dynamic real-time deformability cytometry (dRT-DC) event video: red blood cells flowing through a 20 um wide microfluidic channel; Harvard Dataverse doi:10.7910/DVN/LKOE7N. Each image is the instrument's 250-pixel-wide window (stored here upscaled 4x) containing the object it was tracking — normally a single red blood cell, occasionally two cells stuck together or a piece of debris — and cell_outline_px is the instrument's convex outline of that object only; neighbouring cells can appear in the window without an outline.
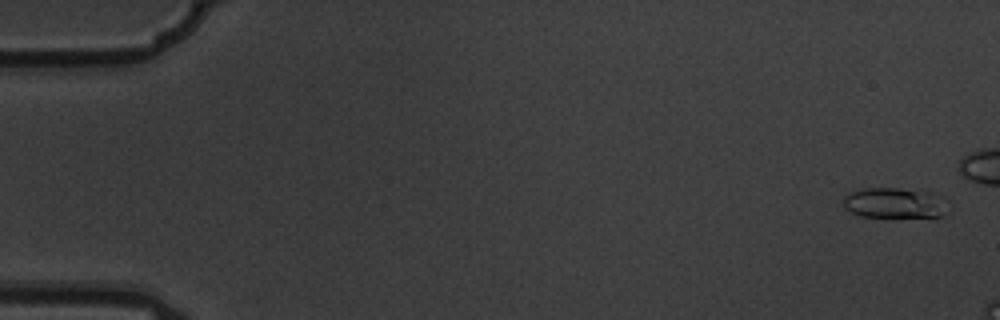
{"species": "common noctule bat (a hibernating species)", "species_latin": "Nyctalus noctula", "temperature_condition": "warm", "stored_images_in_passage": 4, "camera_frame_rate_fps": 3000, "um_per_image_px": 0.085, "animal": {"sex": "male", "body_mass_g": 19.5, "forearm_length_mm": 54.6}, "frame": {"image": 1, "passage_image": 1, "time_ms": 0.0, "image_size_px": [1000, 320], "cell_outline_px": [[948, 212], [944, 216], [860, 216], [844, 208], [844, 196], [848, 192], [860, 188], [900, 188], [932, 192], [948, 200]], "centroid_in_image_um": [76.08, 17.23], "position_along_channel_um": 8.9, "area_um2": 18.79}}